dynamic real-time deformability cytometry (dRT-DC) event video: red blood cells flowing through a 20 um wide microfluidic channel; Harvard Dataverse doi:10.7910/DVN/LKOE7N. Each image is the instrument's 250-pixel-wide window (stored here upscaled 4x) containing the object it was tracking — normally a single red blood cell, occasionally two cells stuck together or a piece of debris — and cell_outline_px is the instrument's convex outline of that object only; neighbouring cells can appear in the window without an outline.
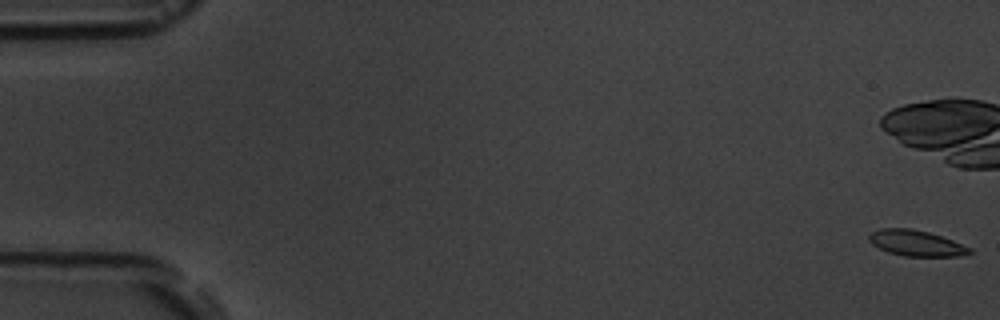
{"species": "common noctule bat (a hibernating species)", "species_latin": "Nyctalus noctula", "temperature_condition": "room temperature", "stored_images_in_passage": 12, "camera_frame_rate_fps": 3000, "um_per_image_px": 0.085, "animal": {"sex": "male", "body_mass_g": 19.5, "forearm_length_mm": 54.6}, "frame": {"image": 1, "passage_image": 1, "time_ms": 0.0, "image_size_px": [1000, 320], "cell_outline_px": [[972, 252], [960, 256], [904, 256], [888, 252], [872, 244], [868, 240], [868, 236], [872, 232], [880, 228], [912, 228], [928, 232], [952, 240], [972, 248]], "centroid_in_image_um": [77.86, 20.66], "position_along_channel_um": 7.1, "area_um2": 15.09}}
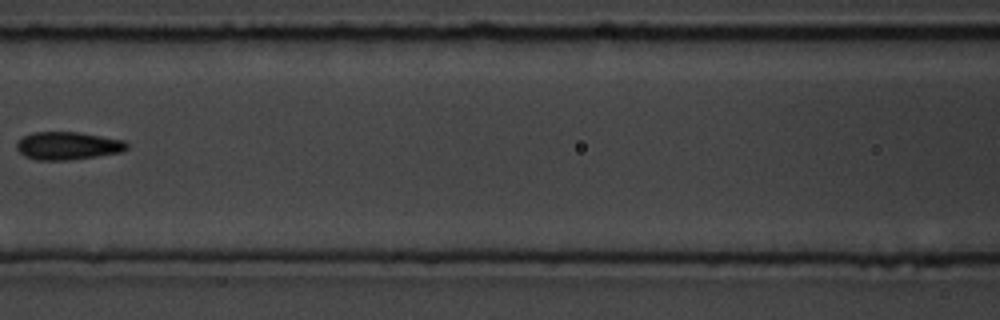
{"frame": {"image": 2, "passage_image": 9, "time_ms": 9.333, "image_size_px": [1000, 320], "cell_outline_px": [[128, 148], [120, 152], [96, 156], [68, 160], [36, 160], [24, 156], [16, 148], [16, 144], [24, 136], [36, 132], [76, 132], [124, 140], [128, 144]], "centroid_in_image_um": [5.75, 12.39], "position_along_channel_um": 160.8, "area_um2": 17.69}}
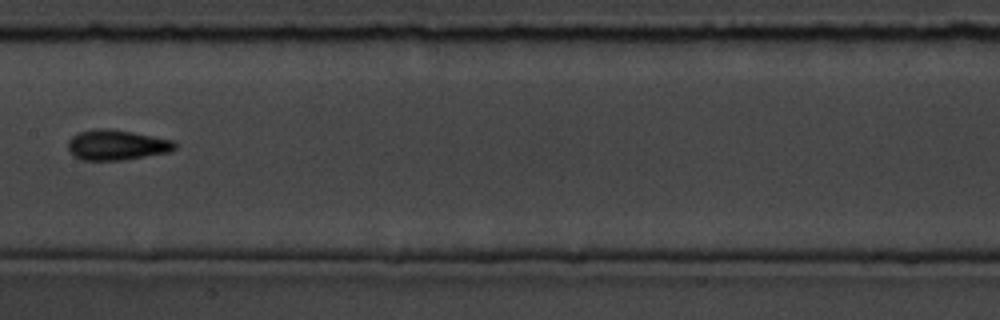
{"frame": {"image": 3, "passage_image": 10, "time_ms": 10.333, "image_size_px": [1000, 320], "cell_outline_px": [[176, 148], [168, 152], [124, 160], [80, 160], [68, 148], [68, 140], [72, 136], [80, 132], [96, 128], [108, 128], [132, 132], [176, 140]], "centroid_in_image_um": [9.94, 12.31], "position_along_channel_um": 197.5, "area_um2": 18.84}}